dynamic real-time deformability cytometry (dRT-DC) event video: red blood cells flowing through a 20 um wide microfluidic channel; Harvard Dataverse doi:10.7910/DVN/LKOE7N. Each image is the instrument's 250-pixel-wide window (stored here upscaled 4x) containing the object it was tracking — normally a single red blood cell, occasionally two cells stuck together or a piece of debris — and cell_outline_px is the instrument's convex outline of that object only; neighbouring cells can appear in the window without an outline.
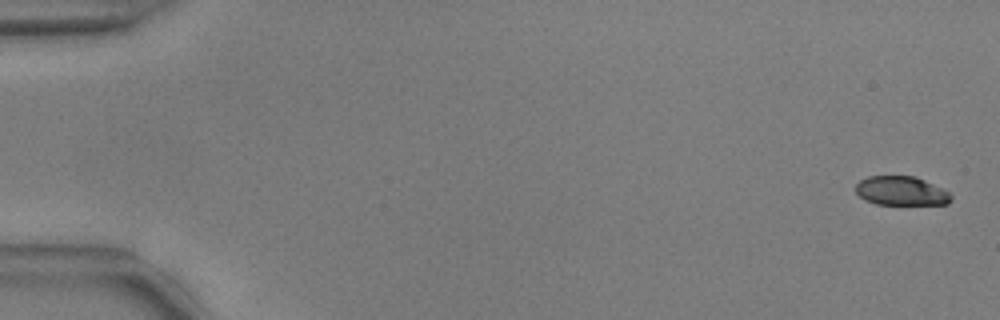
{"species": "common noctule bat (a hibernating species)", "species_latin": "Nyctalus noctula", "temperature_condition": "warm", "stored_images_in_passage": 54, "camera_frame_rate_fps": 3000, "um_per_image_px": 0.085, "animal": {"sex": "male", "body_mass_g": 17.9, "forearm_length_mm": 54.2}, "frame": {"image": 1, "passage_image": 1, "time_ms": 0.0, "image_size_px": [1000, 320], "cell_outline_px": [[952, 200], [948, 204], [876, 204], [864, 200], [856, 192], [856, 184], [860, 180], [868, 176], [916, 176], [944, 188], [952, 196]], "centroid_in_image_um": [76.62, 16.22], "position_along_channel_um": 8.4, "area_um2": 16.3}}
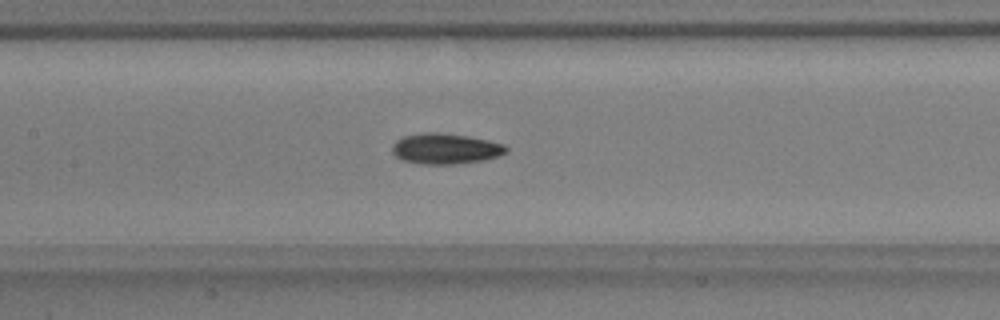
{"frame": {"image": 2, "passage_image": 26, "time_ms": 8.333, "image_size_px": [1000, 320], "cell_outline_px": [[508, 152], [484, 160], [452, 164], [420, 164], [404, 160], [396, 156], [392, 152], [392, 144], [396, 140], [404, 136], [424, 132], [440, 132], [468, 136], [488, 140], [504, 144], [508, 148]], "centroid_in_image_um": [37.86, 12.63], "position_along_channel_um": 169.5, "area_um2": 20.35}}
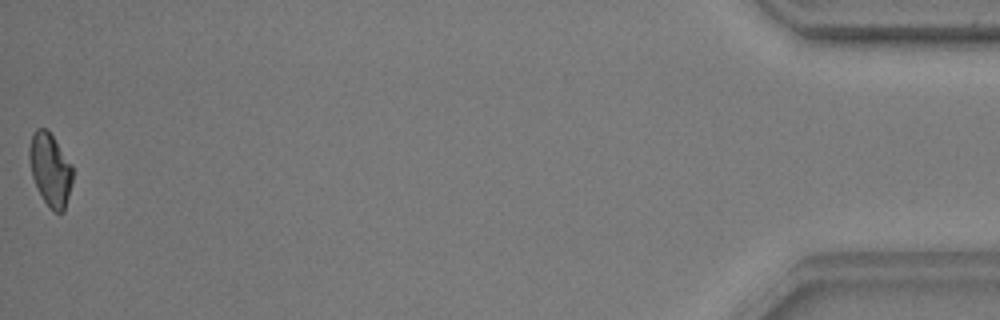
{"frame": {"image": 3, "passage_image": 54, "time_ms": 17.667, "image_size_px": [1000, 320], "cell_outline_px": [[72, 180], [64, 212], [52, 212], [44, 200], [32, 176], [28, 160], [28, 148], [32, 132], [36, 128], [44, 128], [52, 136], [72, 164]], "centroid_in_image_um": [4.25, 14.4], "position_along_channel_um": 431.0, "area_um2": 18.26}, "authors_computed_cell_mechanics": {"area_um2": 18.8139, "velocity_mm_per_s": 3.7627, "shape_relaxation_time_tau1_ms": 3.579, "shape_relaxation_time_tau2_ms": 4.2425, "deformation_change_tau1": 0.1242, "deformation_change_tau2": 0.0904}}